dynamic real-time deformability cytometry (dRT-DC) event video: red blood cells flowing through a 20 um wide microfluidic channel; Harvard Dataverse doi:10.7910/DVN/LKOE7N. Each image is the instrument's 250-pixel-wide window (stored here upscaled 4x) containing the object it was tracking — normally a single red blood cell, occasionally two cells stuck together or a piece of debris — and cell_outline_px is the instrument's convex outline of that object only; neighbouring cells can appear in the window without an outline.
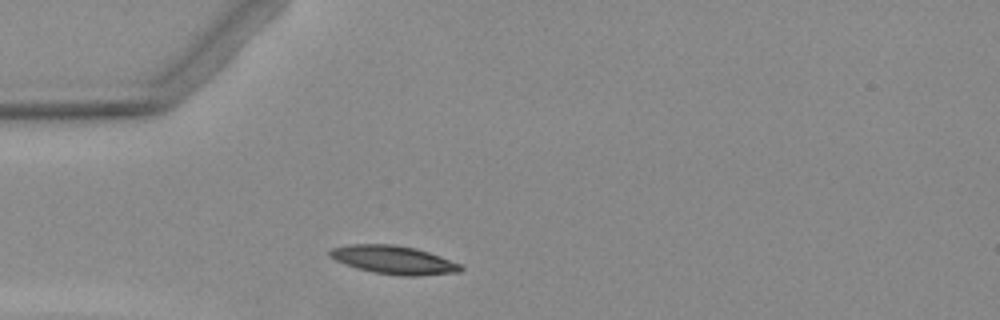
{"species": "Egyptian fruit bat (a non-hibernating species)", "species_latin": "Rousettus aegyptiacus", "temperature_condition": "warm", "stored_images_in_passage": 1, "camera_frame_rate_fps": 3000, "um_per_image_px": 0.085, "animal": {"sex": "female"}, "frame": {"image": 1, "passage_image": 1, "time_ms": 0.0, "image_size_px": [1000, 320], "cell_outline_px": [[464, 268], [460, 272], [420, 276], [400, 276], [372, 272], [356, 268], [336, 260], [328, 256], [328, 252], [332, 248], [352, 244], [392, 244], [416, 248], [440, 256], [460, 264]], "centroid_in_image_um": [33.47, 22.1], "position_along_channel_um": 51.5, "area_um2": 21.68}}